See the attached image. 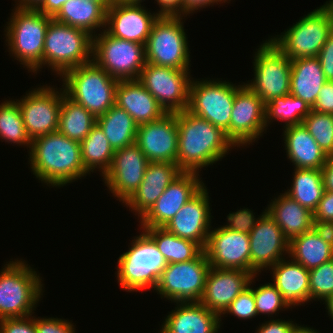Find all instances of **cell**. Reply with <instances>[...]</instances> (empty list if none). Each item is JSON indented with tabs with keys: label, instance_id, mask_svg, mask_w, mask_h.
<instances>
[{
	"label": "cell",
	"instance_id": "obj_1",
	"mask_svg": "<svg viewBox=\"0 0 333 333\" xmlns=\"http://www.w3.org/2000/svg\"><path fill=\"white\" fill-rule=\"evenodd\" d=\"M28 154L33 174L49 188L63 187L88 174L82 162L80 142L59 131L33 139Z\"/></svg>",
	"mask_w": 333,
	"mask_h": 333
},
{
	"label": "cell",
	"instance_id": "obj_2",
	"mask_svg": "<svg viewBox=\"0 0 333 333\" xmlns=\"http://www.w3.org/2000/svg\"><path fill=\"white\" fill-rule=\"evenodd\" d=\"M177 127V165L184 172L199 173L235 147L220 128L187 110L177 112Z\"/></svg>",
	"mask_w": 333,
	"mask_h": 333
},
{
	"label": "cell",
	"instance_id": "obj_3",
	"mask_svg": "<svg viewBox=\"0 0 333 333\" xmlns=\"http://www.w3.org/2000/svg\"><path fill=\"white\" fill-rule=\"evenodd\" d=\"M12 12L4 28L8 52L28 72L37 74L43 68L45 34L53 18L36 8L15 6Z\"/></svg>",
	"mask_w": 333,
	"mask_h": 333
},
{
	"label": "cell",
	"instance_id": "obj_4",
	"mask_svg": "<svg viewBox=\"0 0 333 333\" xmlns=\"http://www.w3.org/2000/svg\"><path fill=\"white\" fill-rule=\"evenodd\" d=\"M65 95L82 105L96 118L115 105L118 80L93 60L68 69L61 76Z\"/></svg>",
	"mask_w": 333,
	"mask_h": 333
},
{
	"label": "cell",
	"instance_id": "obj_5",
	"mask_svg": "<svg viewBox=\"0 0 333 333\" xmlns=\"http://www.w3.org/2000/svg\"><path fill=\"white\" fill-rule=\"evenodd\" d=\"M42 277L23 259L7 262L0 271V320L31 316L44 292Z\"/></svg>",
	"mask_w": 333,
	"mask_h": 333
},
{
	"label": "cell",
	"instance_id": "obj_6",
	"mask_svg": "<svg viewBox=\"0 0 333 333\" xmlns=\"http://www.w3.org/2000/svg\"><path fill=\"white\" fill-rule=\"evenodd\" d=\"M133 239L130 248L118 258L116 275L119 286L130 293L150 288L154 291L167 262L143 230Z\"/></svg>",
	"mask_w": 333,
	"mask_h": 333
},
{
	"label": "cell",
	"instance_id": "obj_7",
	"mask_svg": "<svg viewBox=\"0 0 333 333\" xmlns=\"http://www.w3.org/2000/svg\"><path fill=\"white\" fill-rule=\"evenodd\" d=\"M332 31L333 0H329L293 23L281 35H275L269 40L291 60L318 57Z\"/></svg>",
	"mask_w": 333,
	"mask_h": 333
},
{
	"label": "cell",
	"instance_id": "obj_8",
	"mask_svg": "<svg viewBox=\"0 0 333 333\" xmlns=\"http://www.w3.org/2000/svg\"><path fill=\"white\" fill-rule=\"evenodd\" d=\"M92 50V35L52 19L45 34L43 67H50L59 77L68 69L92 61Z\"/></svg>",
	"mask_w": 333,
	"mask_h": 333
},
{
	"label": "cell",
	"instance_id": "obj_9",
	"mask_svg": "<svg viewBox=\"0 0 333 333\" xmlns=\"http://www.w3.org/2000/svg\"><path fill=\"white\" fill-rule=\"evenodd\" d=\"M208 79H192L187 111L220 128L230 140V119L235 94L245 83L236 86V83L226 80Z\"/></svg>",
	"mask_w": 333,
	"mask_h": 333
},
{
	"label": "cell",
	"instance_id": "obj_10",
	"mask_svg": "<svg viewBox=\"0 0 333 333\" xmlns=\"http://www.w3.org/2000/svg\"><path fill=\"white\" fill-rule=\"evenodd\" d=\"M183 16H159L145 44L146 63L190 70V50Z\"/></svg>",
	"mask_w": 333,
	"mask_h": 333
},
{
	"label": "cell",
	"instance_id": "obj_11",
	"mask_svg": "<svg viewBox=\"0 0 333 333\" xmlns=\"http://www.w3.org/2000/svg\"><path fill=\"white\" fill-rule=\"evenodd\" d=\"M102 31L93 37L92 60L118 81L137 80L146 65L145 45Z\"/></svg>",
	"mask_w": 333,
	"mask_h": 333
},
{
	"label": "cell",
	"instance_id": "obj_12",
	"mask_svg": "<svg viewBox=\"0 0 333 333\" xmlns=\"http://www.w3.org/2000/svg\"><path fill=\"white\" fill-rule=\"evenodd\" d=\"M254 78L245 83L266 104L290 93L291 59L268 39L256 49Z\"/></svg>",
	"mask_w": 333,
	"mask_h": 333
},
{
	"label": "cell",
	"instance_id": "obj_13",
	"mask_svg": "<svg viewBox=\"0 0 333 333\" xmlns=\"http://www.w3.org/2000/svg\"><path fill=\"white\" fill-rule=\"evenodd\" d=\"M211 266L204 250L194 259L169 263L155 288L161 299L174 302H199Z\"/></svg>",
	"mask_w": 333,
	"mask_h": 333
},
{
	"label": "cell",
	"instance_id": "obj_14",
	"mask_svg": "<svg viewBox=\"0 0 333 333\" xmlns=\"http://www.w3.org/2000/svg\"><path fill=\"white\" fill-rule=\"evenodd\" d=\"M192 79L190 70L146 63L138 81L166 113H177L187 110Z\"/></svg>",
	"mask_w": 333,
	"mask_h": 333
},
{
	"label": "cell",
	"instance_id": "obj_15",
	"mask_svg": "<svg viewBox=\"0 0 333 333\" xmlns=\"http://www.w3.org/2000/svg\"><path fill=\"white\" fill-rule=\"evenodd\" d=\"M59 89L46 84L28 91L20 100H16L31 140L57 131L62 97L65 94L62 88Z\"/></svg>",
	"mask_w": 333,
	"mask_h": 333
},
{
	"label": "cell",
	"instance_id": "obj_16",
	"mask_svg": "<svg viewBox=\"0 0 333 333\" xmlns=\"http://www.w3.org/2000/svg\"><path fill=\"white\" fill-rule=\"evenodd\" d=\"M148 159L136 143L114 152L111 166L102 179L108 190L123 204L143 181Z\"/></svg>",
	"mask_w": 333,
	"mask_h": 333
},
{
	"label": "cell",
	"instance_id": "obj_17",
	"mask_svg": "<svg viewBox=\"0 0 333 333\" xmlns=\"http://www.w3.org/2000/svg\"><path fill=\"white\" fill-rule=\"evenodd\" d=\"M266 130L265 103L244 84L234 98L230 119V141L237 148L244 147L257 141Z\"/></svg>",
	"mask_w": 333,
	"mask_h": 333
},
{
	"label": "cell",
	"instance_id": "obj_18",
	"mask_svg": "<svg viewBox=\"0 0 333 333\" xmlns=\"http://www.w3.org/2000/svg\"><path fill=\"white\" fill-rule=\"evenodd\" d=\"M250 273L258 275L289 255V241L266 211L249 233ZM286 255V256H285Z\"/></svg>",
	"mask_w": 333,
	"mask_h": 333
},
{
	"label": "cell",
	"instance_id": "obj_19",
	"mask_svg": "<svg viewBox=\"0 0 333 333\" xmlns=\"http://www.w3.org/2000/svg\"><path fill=\"white\" fill-rule=\"evenodd\" d=\"M136 144L149 162L177 164V113H166L158 120L138 125Z\"/></svg>",
	"mask_w": 333,
	"mask_h": 333
},
{
	"label": "cell",
	"instance_id": "obj_20",
	"mask_svg": "<svg viewBox=\"0 0 333 333\" xmlns=\"http://www.w3.org/2000/svg\"><path fill=\"white\" fill-rule=\"evenodd\" d=\"M204 185L199 173L183 171L140 218V227H164Z\"/></svg>",
	"mask_w": 333,
	"mask_h": 333
},
{
	"label": "cell",
	"instance_id": "obj_21",
	"mask_svg": "<svg viewBox=\"0 0 333 333\" xmlns=\"http://www.w3.org/2000/svg\"><path fill=\"white\" fill-rule=\"evenodd\" d=\"M203 186L182 208L169 220L164 228L174 235L197 243L203 250L206 247L211 230L212 215L209 192Z\"/></svg>",
	"mask_w": 333,
	"mask_h": 333
},
{
	"label": "cell",
	"instance_id": "obj_22",
	"mask_svg": "<svg viewBox=\"0 0 333 333\" xmlns=\"http://www.w3.org/2000/svg\"><path fill=\"white\" fill-rule=\"evenodd\" d=\"M212 229L204 249L210 266L250 273L249 234L222 227Z\"/></svg>",
	"mask_w": 333,
	"mask_h": 333
},
{
	"label": "cell",
	"instance_id": "obj_23",
	"mask_svg": "<svg viewBox=\"0 0 333 333\" xmlns=\"http://www.w3.org/2000/svg\"><path fill=\"white\" fill-rule=\"evenodd\" d=\"M160 15L142 4L112 3L106 10L105 30L112 36L146 44L154 22Z\"/></svg>",
	"mask_w": 333,
	"mask_h": 333
},
{
	"label": "cell",
	"instance_id": "obj_24",
	"mask_svg": "<svg viewBox=\"0 0 333 333\" xmlns=\"http://www.w3.org/2000/svg\"><path fill=\"white\" fill-rule=\"evenodd\" d=\"M254 275L239 269L210 268L200 303L221 316L232 301L249 286Z\"/></svg>",
	"mask_w": 333,
	"mask_h": 333
},
{
	"label": "cell",
	"instance_id": "obj_25",
	"mask_svg": "<svg viewBox=\"0 0 333 333\" xmlns=\"http://www.w3.org/2000/svg\"><path fill=\"white\" fill-rule=\"evenodd\" d=\"M183 171L172 162H149L143 181L123 204L140 219Z\"/></svg>",
	"mask_w": 333,
	"mask_h": 333
},
{
	"label": "cell",
	"instance_id": "obj_26",
	"mask_svg": "<svg viewBox=\"0 0 333 333\" xmlns=\"http://www.w3.org/2000/svg\"><path fill=\"white\" fill-rule=\"evenodd\" d=\"M163 321L160 333H218L222 316L200 302H176Z\"/></svg>",
	"mask_w": 333,
	"mask_h": 333
},
{
	"label": "cell",
	"instance_id": "obj_27",
	"mask_svg": "<svg viewBox=\"0 0 333 333\" xmlns=\"http://www.w3.org/2000/svg\"><path fill=\"white\" fill-rule=\"evenodd\" d=\"M270 269L273 277L271 283L282 294L289 308L310 302L309 270L292 258H283Z\"/></svg>",
	"mask_w": 333,
	"mask_h": 333
},
{
	"label": "cell",
	"instance_id": "obj_28",
	"mask_svg": "<svg viewBox=\"0 0 333 333\" xmlns=\"http://www.w3.org/2000/svg\"><path fill=\"white\" fill-rule=\"evenodd\" d=\"M115 104L124 109L140 125L160 119L166 112L137 80H120Z\"/></svg>",
	"mask_w": 333,
	"mask_h": 333
},
{
	"label": "cell",
	"instance_id": "obj_29",
	"mask_svg": "<svg viewBox=\"0 0 333 333\" xmlns=\"http://www.w3.org/2000/svg\"><path fill=\"white\" fill-rule=\"evenodd\" d=\"M283 140L287 158L298 169H319L328 156L308 132L304 124L284 127Z\"/></svg>",
	"mask_w": 333,
	"mask_h": 333
},
{
	"label": "cell",
	"instance_id": "obj_30",
	"mask_svg": "<svg viewBox=\"0 0 333 333\" xmlns=\"http://www.w3.org/2000/svg\"><path fill=\"white\" fill-rule=\"evenodd\" d=\"M266 211L281 228L284 237L290 242L313 228V212L300 205L285 192L273 198Z\"/></svg>",
	"mask_w": 333,
	"mask_h": 333
},
{
	"label": "cell",
	"instance_id": "obj_31",
	"mask_svg": "<svg viewBox=\"0 0 333 333\" xmlns=\"http://www.w3.org/2000/svg\"><path fill=\"white\" fill-rule=\"evenodd\" d=\"M326 78L318 57L291 60L290 94L314 106Z\"/></svg>",
	"mask_w": 333,
	"mask_h": 333
},
{
	"label": "cell",
	"instance_id": "obj_32",
	"mask_svg": "<svg viewBox=\"0 0 333 333\" xmlns=\"http://www.w3.org/2000/svg\"><path fill=\"white\" fill-rule=\"evenodd\" d=\"M106 10L100 2L68 0L62 5L53 19L60 23L85 30L94 37L98 29L101 31L100 29L106 28Z\"/></svg>",
	"mask_w": 333,
	"mask_h": 333
},
{
	"label": "cell",
	"instance_id": "obj_33",
	"mask_svg": "<svg viewBox=\"0 0 333 333\" xmlns=\"http://www.w3.org/2000/svg\"><path fill=\"white\" fill-rule=\"evenodd\" d=\"M288 257L311 270L333 259V246L312 228L289 242Z\"/></svg>",
	"mask_w": 333,
	"mask_h": 333
},
{
	"label": "cell",
	"instance_id": "obj_34",
	"mask_svg": "<svg viewBox=\"0 0 333 333\" xmlns=\"http://www.w3.org/2000/svg\"><path fill=\"white\" fill-rule=\"evenodd\" d=\"M97 124L103 130L114 151L136 143L138 124L116 104L104 115L97 117Z\"/></svg>",
	"mask_w": 333,
	"mask_h": 333
},
{
	"label": "cell",
	"instance_id": "obj_35",
	"mask_svg": "<svg viewBox=\"0 0 333 333\" xmlns=\"http://www.w3.org/2000/svg\"><path fill=\"white\" fill-rule=\"evenodd\" d=\"M156 244L167 264L194 259L203 249L195 242L180 238L164 227H140Z\"/></svg>",
	"mask_w": 333,
	"mask_h": 333
},
{
	"label": "cell",
	"instance_id": "obj_36",
	"mask_svg": "<svg viewBox=\"0 0 333 333\" xmlns=\"http://www.w3.org/2000/svg\"><path fill=\"white\" fill-rule=\"evenodd\" d=\"M81 158L86 172H101L103 177L111 166L114 150L110 146L103 130L96 123L90 133L80 142Z\"/></svg>",
	"mask_w": 333,
	"mask_h": 333
},
{
	"label": "cell",
	"instance_id": "obj_37",
	"mask_svg": "<svg viewBox=\"0 0 333 333\" xmlns=\"http://www.w3.org/2000/svg\"><path fill=\"white\" fill-rule=\"evenodd\" d=\"M96 123L97 118L94 115L65 94L63 95L57 131L69 139L81 142Z\"/></svg>",
	"mask_w": 333,
	"mask_h": 333
},
{
	"label": "cell",
	"instance_id": "obj_38",
	"mask_svg": "<svg viewBox=\"0 0 333 333\" xmlns=\"http://www.w3.org/2000/svg\"><path fill=\"white\" fill-rule=\"evenodd\" d=\"M293 171V183L285 193L314 212L325 192L321 170L294 168Z\"/></svg>",
	"mask_w": 333,
	"mask_h": 333
},
{
	"label": "cell",
	"instance_id": "obj_39",
	"mask_svg": "<svg viewBox=\"0 0 333 333\" xmlns=\"http://www.w3.org/2000/svg\"><path fill=\"white\" fill-rule=\"evenodd\" d=\"M311 109L305 101L290 93L274 98L265 104L266 128L274 120L284 121V127L302 124Z\"/></svg>",
	"mask_w": 333,
	"mask_h": 333
},
{
	"label": "cell",
	"instance_id": "obj_40",
	"mask_svg": "<svg viewBox=\"0 0 333 333\" xmlns=\"http://www.w3.org/2000/svg\"><path fill=\"white\" fill-rule=\"evenodd\" d=\"M31 148L32 140L27 135L20 107L15 100L0 104V140Z\"/></svg>",
	"mask_w": 333,
	"mask_h": 333
},
{
	"label": "cell",
	"instance_id": "obj_41",
	"mask_svg": "<svg viewBox=\"0 0 333 333\" xmlns=\"http://www.w3.org/2000/svg\"><path fill=\"white\" fill-rule=\"evenodd\" d=\"M303 124L325 154L333 155V114L311 109Z\"/></svg>",
	"mask_w": 333,
	"mask_h": 333
},
{
	"label": "cell",
	"instance_id": "obj_42",
	"mask_svg": "<svg viewBox=\"0 0 333 333\" xmlns=\"http://www.w3.org/2000/svg\"><path fill=\"white\" fill-rule=\"evenodd\" d=\"M310 301L325 302L333 295V259L309 270Z\"/></svg>",
	"mask_w": 333,
	"mask_h": 333
},
{
	"label": "cell",
	"instance_id": "obj_43",
	"mask_svg": "<svg viewBox=\"0 0 333 333\" xmlns=\"http://www.w3.org/2000/svg\"><path fill=\"white\" fill-rule=\"evenodd\" d=\"M253 294L256 304L257 314L273 315L279 314V310L289 309L282 299V294L272 283H266L259 287L253 288ZM272 315V316H271Z\"/></svg>",
	"mask_w": 333,
	"mask_h": 333
},
{
	"label": "cell",
	"instance_id": "obj_44",
	"mask_svg": "<svg viewBox=\"0 0 333 333\" xmlns=\"http://www.w3.org/2000/svg\"><path fill=\"white\" fill-rule=\"evenodd\" d=\"M257 275H254L250 280L249 286L245 288L226 308V310L221 314H231L232 316L238 317V319H252L256 317V304L253 294V286H251L254 282ZM254 280V281H253Z\"/></svg>",
	"mask_w": 333,
	"mask_h": 333
},
{
	"label": "cell",
	"instance_id": "obj_45",
	"mask_svg": "<svg viewBox=\"0 0 333 333\" xmlns=\"http://www.w3.org/2000/svg\"><path fill=\"white\" fill-rule=\"evenodd\" d=\"M266 212V209L256 218L253 211L248 208L237 210L236 212L229 213L227 215L226 225H222V228H227L232 231H237L245 234H249L259 221L260 217Z\"/></svg>",
	"mask_w": 333,
	"mask_h": 333
},
{
	"label": "cell",
	"instance_id": "obj_46",
	"mask_svg": "<svg viewBox=\"0 0 333 333\" xmlns=\"http://www.w3.org/2000/svg\"><path fill=\"white\" fill-rule=\"evenodd\" d=\"M75 325L72 321L54 318V317H37L35 316V328L37 333H75Z\"/></svg>",
	"mask_w": 333,
	"mask_h": 333
},
{
	"label": "cell",
	"instance_id": "obj_47",
	"mask_svg": "<svg viewBox=\"0 0 333 333\" xmlns=\"http://www.w3.org/2000/svg\"><path fill=\"white\" fill-rule=\"evenodd\" d=\"M0 333H37L35 316L1 319Z\"/></svg>",
	"mask_w": 333,
	"mask_h": 333
},
{
	"label": "cell",
	"instance_id": "obj_48",
	"mask_svg": "<svg viewBox=\"0 0 333 333\" xmlns=\"http://www.w3.org/2000/svg\"><path fill=\"white\" fill-rule=\"evenodd\" d=\"M312 110L333 114V81L327 80L322 86Z\"/></svg>",
	"mask_w": 333,
	"mask_h": 333
},
{
	"label": "cell",
	"instance_id": "obj_49",
	"mask_svg": "<svg viewBox=\"0 0 333 333\" xmlns=\"http://www.w3.org/2000/svg\"><path fill=\"white\" fill-rule=\"evenodd\" d=\"M318 58L326 80L333 81V31L328 35L321 48Z\"/></svg>",
	"mask_w": 333,
	"mask_h": 333
},
{
	"label": "cell",
	"instance_id": "obj_50",
	"mask_svg": "<svg viewBox=\"0 0 333 333\" xmlns=\"http://www.w3.org/2000/svg\"><path fill=\"white\" fill-rule=\"evenodd\" d=\"M313 220L333 221V192L325 191L313 212Z\"/></svg>",
	"mask_w": 333,
	"mask_h": 333
},
{
	"label": "cell",
	"instance_id": "obj_51",
	"mask_svg": "<svg viewBox=\"0 0 333 333\" xmlns=\"http://www.w3.org/2000/svg\"><path fill=\"white\" fill-rule=\"evenodd\" d=\"M296 324L292 320L271 319L259 325L256 333H291Z\"/></svg>",
	"mask_w": 333,
	"mask_h": 333
},
{
	"label": "cell",
	"instance_id": "obj_52",
	"mask_svg": "<svg viewBox=\"0 0 333 333\" xmlns=\"http://www.w3.org/2000/svg\"><path fill=\"white\" fill-rule=\"evenodd\" d=\"M160 16H184V0H155Z\"/></svg>",
	"mask_w": 333,
	"mask_h": 333
},
{
	"label": "cell",
	"instance_id": "obj_53",
	"mask_svg": "<svg viewBox=\"0 0 333 333\" xmlns=\"http://www.w3.org/2000/svg\"><path fill=\"white\" fill-rule=\"evenodd\" d=\"M313 228L321 239L333 246V221L313 220Z\"/></svg>",
	"mask_w": 333,
	"mask_h": 333
},
{
	"label": "cell",
	"instance_id": "obj_54",
	"mask_svg": "<svg viewBox=\"0 0 333 333\" xmlns=\"http://www.w3.org/2000/svg\"><path fill=\"white\" fill-rule=\"evenodd\" d=\"M228 1L231 0H184V17L189 14H192L193 12L201 9L206 8L208 6H213L214 4H222V3H229Z\"/></svg>",
	"mask_w": 333,
	"mask_h": 333
},
{
	"label": "cell",
	"instance_id": "obj_55",
	"mask_svg": "<svg viewBox=\"0 0 333 333\" xmlns=\"http://www.w3.org/2000/svg\"><path fill=\"white\" fill-rule=\"evenodd\" d=\"M67 1L68 0H43L36 9L44 15L53 18Z\"/></svg>",
	"mask_w": 333,
	"mask_h": 333
},
{
	"label": "cell",
	"instance_id": "obj_56",
	"mask_svg": "<svg viewBox=\"0 0 333 333\" xmlns=\"http://www.w3.org/2000/svg\"><path fill=\"white\" fill-rule=\"evenodd\" d=\"M321 173L325 191L333 192V155L328 156Z\"/></svg>",
	"mask_w": 333,
	"mask_h": 333
},
{
	"label": "cell",
	"instance_id": "obj_57",
	"mask_svg": "<svg viewBox=\"0 0 333 333\" xmlns=\"http://www.w3.org/2000/svg\"><path fill=\"white\" fill-rule=\"evenodd\" d=\"M15 6L21 8H37L43 0H15Z\"/></svg>",
	"mask_w": 333,
	"mask_h": 333
},
{
	"label": "cell",
	"instance_id": "obj_58",
	"mask_svg": "<svg viewBox=\"0 0 333 333\" xmlns=\"http://www.w3.org/2000/svg\"><path fill=\"white\" fill-rule=\"evenodd\" d=\"M291 333H321V332H319L316 329H313V327L310 328V327H307V326H304V325L299 326L298 324H296L294 326V328L292 329Z\"/></svg>",
	"mask_w": 333,
	"mask_h": 333
},
{
	"label": "cell",
	"instance_id": "obj_59",
	"mask_svg": "<svg viewBox=\"0 0 333 333\" xmlns=\"http://www.w3.org/2000/svg\"><path fill=\"white\" fill-rule=\"evenodd\" d=\"M323 304H325V308L328 310L327 313L330 318H332L331 320H333V295L329 297Z\"/></svg>",
	"mask_w": 333,
	"mask_h": 333
},
{
	"label": "cell",
	"instance_id": "obj_60",
	"mask_svg": "<svg viewBox=\"0 0 333 333\" xmlns=\"http://www.w3.org/2000/svg\"><path fill=\"white\" fill-rule=\"evenodd\" d=\"M144 0H111L112 3H136L141 4Z\"/></svg>",
	"mask_w": 333,
	"mask_h": 333
},
{
	"label": "cell",
	"instance_id": "obj_61",
	"mask_svg": "<svg viewBox=\"0 0 333 333\" xmlns=\"http://www.w3.org/2000/svg\"><path fill=\"white\" fill-rule=\"evenodd\" d=\"M100 2L106 9L112 4L111 0H91Z\"/></svg>",
	"mask_w": 333,
	"mask_h": 333
}]
</instances>
